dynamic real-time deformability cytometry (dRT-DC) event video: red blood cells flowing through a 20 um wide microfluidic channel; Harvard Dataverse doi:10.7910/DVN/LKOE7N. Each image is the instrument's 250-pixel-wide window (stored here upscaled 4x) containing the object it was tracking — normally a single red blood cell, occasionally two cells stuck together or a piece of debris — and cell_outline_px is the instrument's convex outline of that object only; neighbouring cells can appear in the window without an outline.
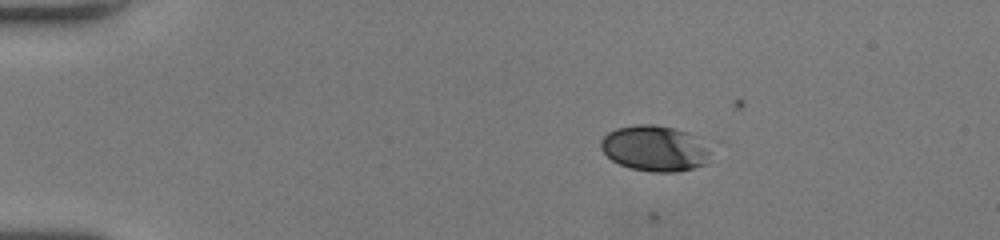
{"species": "human", "species_latin": "Homo sapiens", "temperature_condition": "room temperature", "stored_images_in_passage": 43, "camera_frame_rate_fps": 3000, "um_per_image_px": 0.085, "donor": {"sex": "female"}, "frame": {"image": 1, "passage_image": 1, "time_ms": 0.0, "image_size_px": [1000, 240], "cell_outline_px": [[708, 164], [676, 172], [652, 172], [632, 168], [620, 164], [612, 160], [600, 148], [600, 140], [608, 132], [616, 128], [636, 124], [656, 124], [688, 132], [708, 152]], "centroid_in_image_um": [55.58, 12.61], "position_along_channel_um": 29.4, "area_um2": 28.73}}
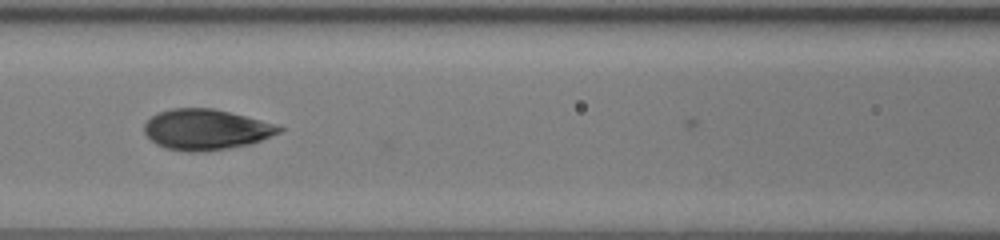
{"frame": {"image": 2, "passage_image": 16, "time_ms": 5.0, "image_size_px": [1000, 240], "cell_outline_px": [[284, 132], [252, 144], [228, 148], [200, 152], [188, 152], [164, 148], [156, 144], [144, 132], [144, 124], [152, 116], [160, 112], [172, 108], [212, 108], [276, 124], [284, 128]], "centroid_in_image_um": [17.54, 11.02], "position_along_channel_um": 149.1, "area_um2": 31.96}}
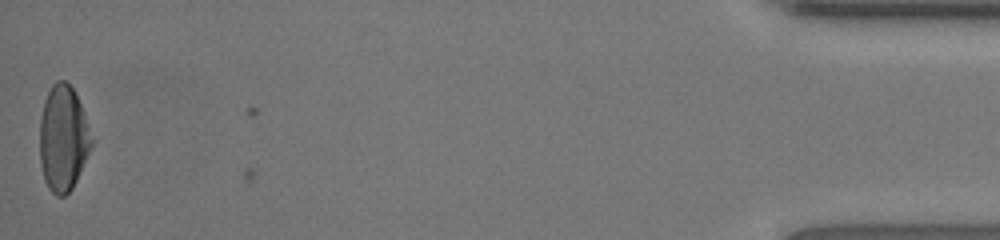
{"frame": {"image": 3, "passage_image": 43, "time_ms": 14.0, "image_size_px": [1000, 240], "cell_outline_px": [[92, 144], [76, 180], [72, 188], [64, 196], [56, 196], [48, 188], [44, 180], [40, 164], [40, 120], [44, 100], [52, 84], [56, 80], [64, 80], [76, 92], [84, 112], [92, 140]], "centroid_in_image_um": [5.34, 11.74], "position_along_channel_um": 429.9, "area_um2": 31.73}, "authors_computed_cell_mechanics": {"area_um2": 31.5588, "velocity_mm_per_s": 4.109, "shape_relaxation_time_tau1_ms": 4.4971, "shape_relaxation_time_tau2_ms": 0.652, "deformation_change_tau1": 0.193, "deformation_change_tau2": 0.044}}